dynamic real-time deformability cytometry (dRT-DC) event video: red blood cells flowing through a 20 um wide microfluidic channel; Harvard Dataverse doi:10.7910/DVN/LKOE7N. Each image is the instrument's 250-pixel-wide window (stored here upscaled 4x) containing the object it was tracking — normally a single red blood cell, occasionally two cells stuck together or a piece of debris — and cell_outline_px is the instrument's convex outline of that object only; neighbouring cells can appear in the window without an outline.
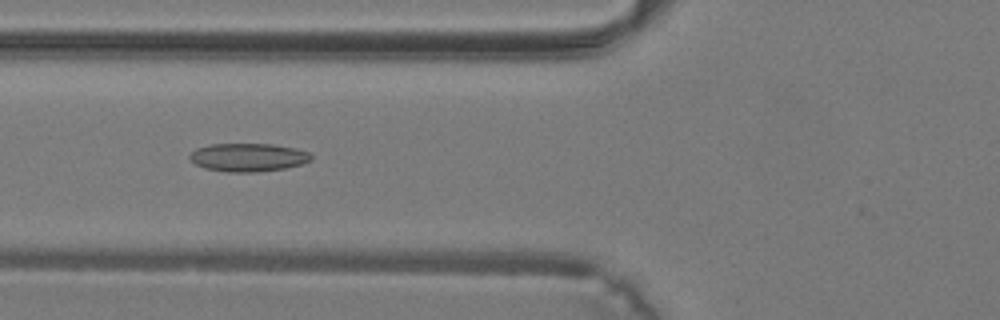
{"species": "common noctule bat (a hibernating species)", "species_latin": "Nyctalus noctula", "temperature_condition": "warm", "stored_images_in_passage": 25, "camera_frame_rate_fps": 3000, "um_per_image_px": 0.085, "animal": {"sex": "male", "body_mass_g": 19.2, "forearm_length_mm": 51.8}, "frame": {"image": 1, "passage_image": 4, "time_ms": 1.0, "image_size_px": [1000, 320], "cell_outline_px": [[312, 160], [300, 164], [284, 168], [256, 172], [228, 172], [204, 168], [196, 164], [188, 156], [196, 148], [208, 144], [272, 144], [296, 148], [308, 152], [312, 156]], "centroid_in_image_um": [21.08, 13.37], "position_along_channel_um": 104.7, "area_um2": 19.94}}
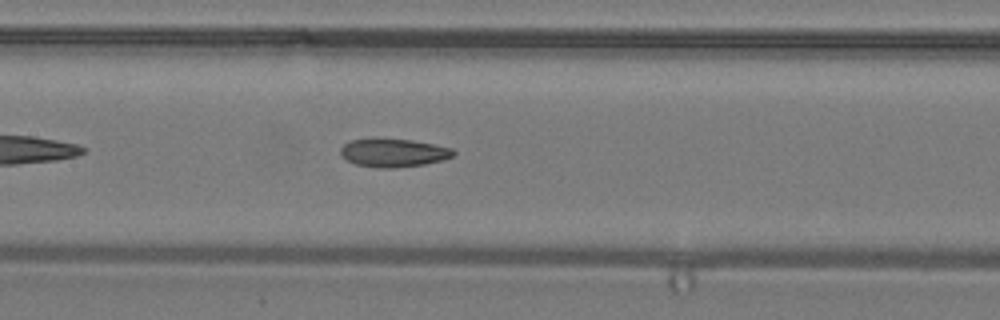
{"frame": {"image": 2, "passage_image": 8, "time_ms": 2.333, "image_size_px": [1000, 320], "cell_outline_px": [[456, 152], [452, 156], [444, 160], [424, 164], [392, 168], [380, 168], [356, 164], [348, 160], [340, 152], [340, 148], [344, 144], [352, 140], [412, 140], [452, 148]], "centroid_in_image_um": [33.49, 13.01], "position_along_channel_um": 173.9, "area_um2": 18.03}}
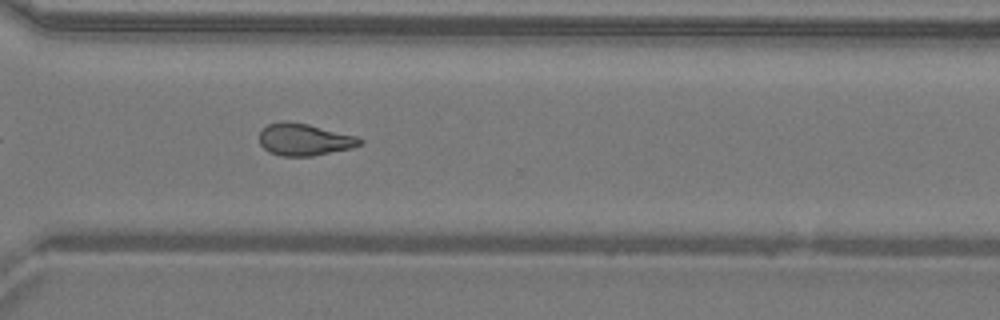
{"frame": {"image": 3, "passage_image": 18, "time_ms": 5.667, "image_size_px": [1000, 320], "cell_outline_px": [[364, 140], [360, 144], [352, 148], [312, 156], [280, 156], [268, 152], [260, 144], [260, 132], [268, 124], [284, 120], [308, 124], [356, 136]], "centroid_in_image_um": [25.85, 11.86], "position_along_channel_um": 344.8, "area_um2": 18.73}}